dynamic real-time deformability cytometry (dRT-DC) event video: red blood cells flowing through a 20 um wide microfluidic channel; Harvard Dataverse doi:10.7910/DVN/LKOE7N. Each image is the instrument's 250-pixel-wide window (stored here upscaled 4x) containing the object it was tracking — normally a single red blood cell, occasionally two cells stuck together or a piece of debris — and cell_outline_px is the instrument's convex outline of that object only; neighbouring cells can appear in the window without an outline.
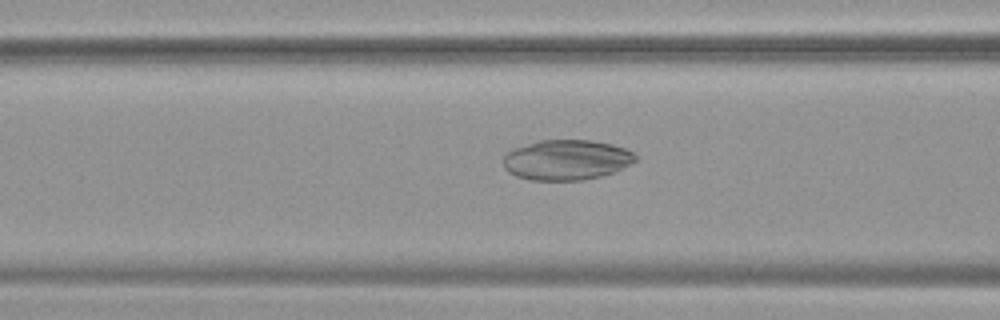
{"species": "common noctule bat (a hibernating species)", "species_latin": "Nyctalus noctula", "temperature_condition": "warm", "stored_images_in_passage": 54, "camera_frame_rate_fps": 3000, "um_per_image_px": 0.085, "animal": {"sex": "female", "body_mass_g": 19.9}, "frame": {"image": 1, "passage_image": 22, "time_ms": 7.0, "image_size_px": [1000, 320], "cell_outline_px": [[636, 160], [612, 172], [600, 176], [580, 180], [532, 180], [516, 176], [508, 172], [504, 168], [504, 156], [512, 148], [540, 140], [592, 140], [612, 144], [624, 148], [632, 152], [636, 156]], "centroid_in_image_um": [48.11, 13.58], "position_along_channel_um": 118.5, "area_um2": 30.75}}
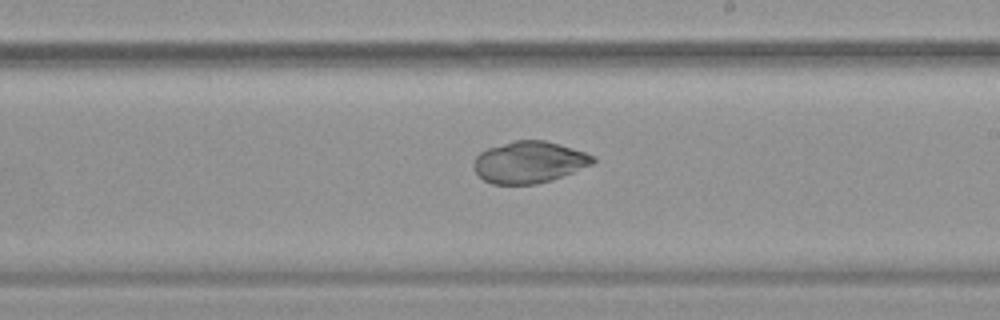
{"frame": {"image": 2, "passage_image": 32, "time_ms": 10.333, "image_size_px": [1000, 320], "cell_outline_px": [[596, 160], [592, 164], [552, 180], [536, 184], [492, 184], [484, 180], [476, 172], [472, 164], [476, 156], [480, 152], [488, 148], [516, 140], [544, 140], [560, 144], [596, 156]], "centroid_in_image_um": [44.97, 13.78], "position_along_channel_um": 244.0, "area_um2": 28.84}}
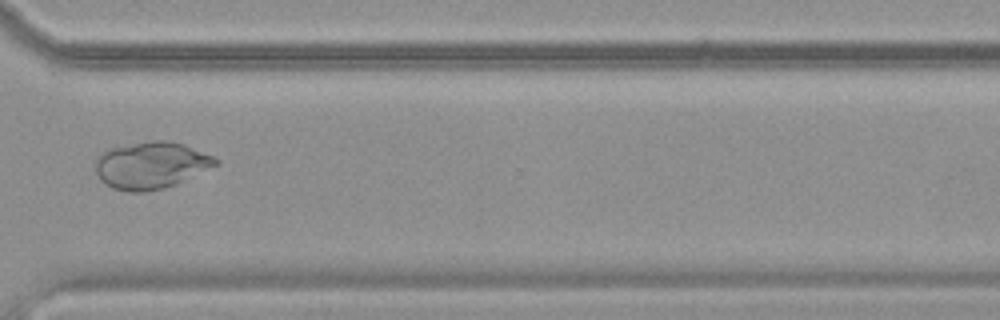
{"frame": {"image": 3, "passage_image": 41, "time_ms": 13.333, "image_size_px": [1000, 320], "cell_outline_px": [[220, 164], [176, 184], [164, 188], [144, 192], [128, 192], [112, 188], [100, 180], [96, 172], [96, 156], [108, 148], [152, 140], [164, 140], [184, 144], [212, 156], [220, 160]], "centroid_in_image_um": [12.83, 14.05], "position_along_channel_um": 357.8, "area_um2": 33.0}}